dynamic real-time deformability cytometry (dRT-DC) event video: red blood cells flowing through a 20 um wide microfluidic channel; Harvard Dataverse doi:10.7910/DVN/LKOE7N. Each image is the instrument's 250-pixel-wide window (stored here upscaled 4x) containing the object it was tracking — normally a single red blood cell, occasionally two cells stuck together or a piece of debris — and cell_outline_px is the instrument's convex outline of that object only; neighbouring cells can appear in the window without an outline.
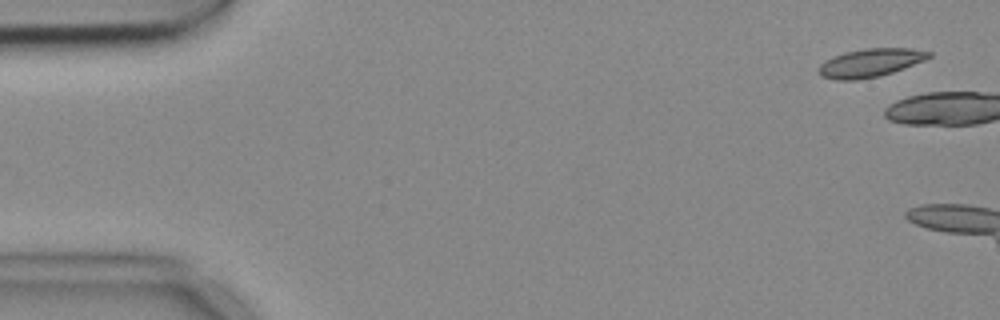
{"species": "common noctule bat (a hibernating species)", "species_latin": "Nyctalus noctula", "temperature_condition": "cold", "stored_images_in_passage": 2, "camera_frame_rate_fps": 3000, "um_per_image_px": 0.085, "animal": {"sex": "female", "body_mass_g": 18.4}, "frame": {"image": 1, "passage_image": 1, "time_ms": 0.0, "image_size_px": [1000, 320], "cell_outline_px": [[932, 56], [924, 60], [904, 68], [880, 76], [856, 80], [836, 80], [820, 76], [816, 72], [816, 68], [820, 64], [832, 56], [844, 52], [864, 48], [912, 48], [932, 52]], "centroid_in_image_um": [73.93, 5.34], "position_along_channel_um": 11.1, "area_um2": 18.44}}